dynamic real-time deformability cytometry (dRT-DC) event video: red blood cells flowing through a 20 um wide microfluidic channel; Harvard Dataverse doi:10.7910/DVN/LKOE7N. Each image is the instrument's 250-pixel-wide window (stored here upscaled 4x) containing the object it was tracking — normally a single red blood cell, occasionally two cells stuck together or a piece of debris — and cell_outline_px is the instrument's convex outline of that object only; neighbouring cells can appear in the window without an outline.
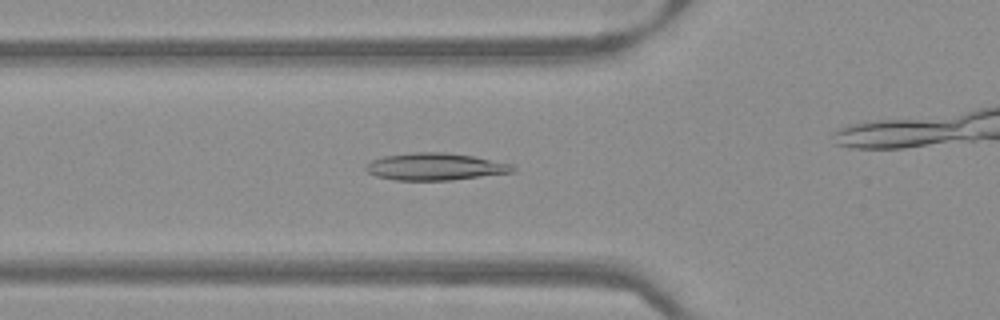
{"species": "Egyptian fruit bat (a non-hibernating species)", "species_latin": "Rousettus aegyptiacus", "temperature_condition": "warm", "stored_images_in_passage": 43, "camera_frame_rate_fps": 3000, "um_per_image_px": 0.085, "frame": {"image": 1, "passage_image": 19, "time_ms": 6.0, "image_size_px": [1000, 320], "cell_outline_px": [[516, 172], [452, 180], [396, 180], [376, 176], [368, 172], [364, 168], [364, 164], [372, 160], [384, 156], [416, 152], [444, 152], [472, 156], [512, 164], [516, 168]], "centroid_in_image_um": [36.99, 14.17], "position_along_channel_um": 88.8, "area_um2": 23.29}}
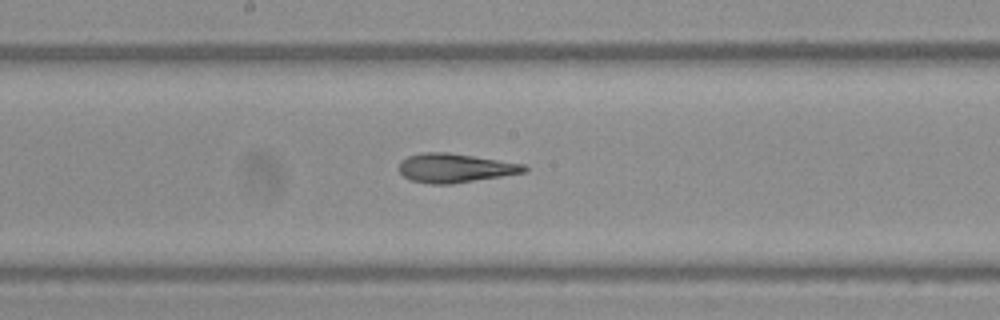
{"frame": {"image": 2, "passage_image": 28, "time_ms": 9.0, "image_size_px": [1000, 320], "cell_outline_px": [[528, 172], [452, 184], [432, 184], [412, 180], [404, 176], [400, 172], [400, 160], [408, 156], [424, 152], [448, 152], [524, 164], [528, 168]], "centroid_in_image_um": [38.7, 14.28], "position_along_channel_um": 209.5, "area_um2": 21.1}}
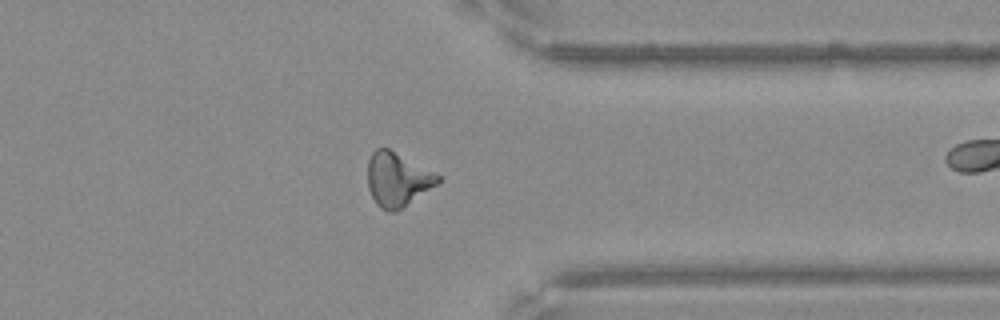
{"frame": {"image": 3, "passage_image": 41, "time_ms": 13.333, "image_size_px": [1000, 320], "cell_outline_px": [[440, 180], [436, 184], [396, 212], [388, 212], [376, 204], [368, 188], [368, 160], [372, 152], [376, 148], [388, 148], [440, 176]], "centroid_in_image_um": [33.73, 15.26], "position_along_channel_um": 377.7, "area_um2": 21.56}}